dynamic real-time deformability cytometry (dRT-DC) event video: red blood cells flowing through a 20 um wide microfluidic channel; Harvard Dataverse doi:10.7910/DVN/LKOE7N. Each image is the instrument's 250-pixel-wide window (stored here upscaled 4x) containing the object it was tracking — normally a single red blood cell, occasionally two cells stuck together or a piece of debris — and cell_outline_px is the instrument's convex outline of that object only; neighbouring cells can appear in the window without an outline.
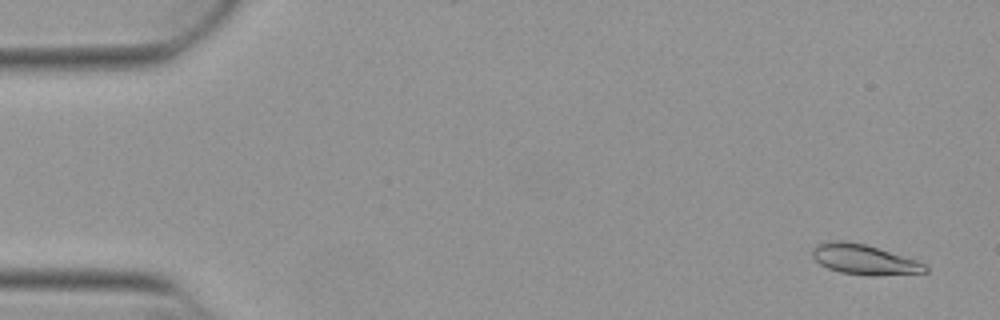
{"species": "Egyptian fruit bat (a non-hibernating species)", "species_latin": "Rousettus aegyptiacus", "temperature_condition": "warm", "stored_images_in_passage": 53, "camera_frame_rate_fps": 3000, "um_per_image_px": 0.085, "animal": {"sex": "female"}, "frame": {"image": 1, "passage_image": 3, "time_ms": 0.667, "image_size_px": [1000, 320], "cell_outline_px": [[928, 272], [876, 276], [864, 276], [840, 272], [828, 268], [820, 264], [812, 256], [812, 248], [820, 244], [832, 240], [844, 240], [864, 244], [916, 260], [924, 264], [928, 268]], "centroid_in_image_um": [73.44, 22.07], "position_along_channel_um": 11.6, "area_um2": 19.71}}
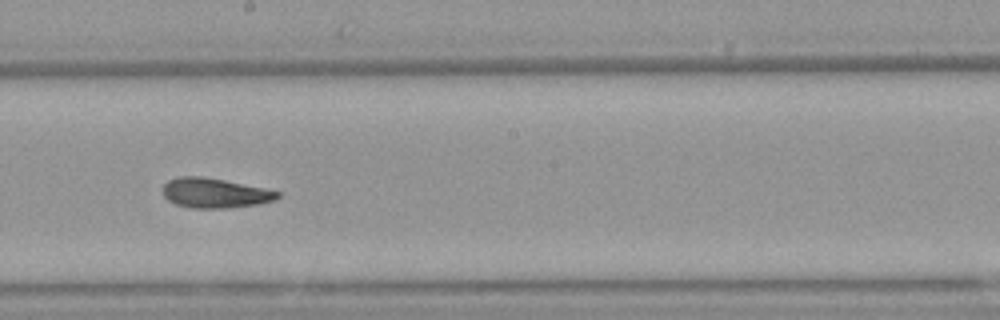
{"frame": {"image": 2, "passage_image": 30, "time_ms": 9.667, "image_size_px": [1000, 320], "cell_outline_px": [[280, 196], [276, 200], [256, 204], [224, 208], [192, 208], [176, 204], [168, 200], [164, 196], [164, 184], [168, 180], [180, 176], [200, 176], [224, 180], [264, 188], [280, 192]], "centroid_in_image_um": [18.25, 16.4], "position_along_channel_um": 229.9, "area_um2": 19.71}}
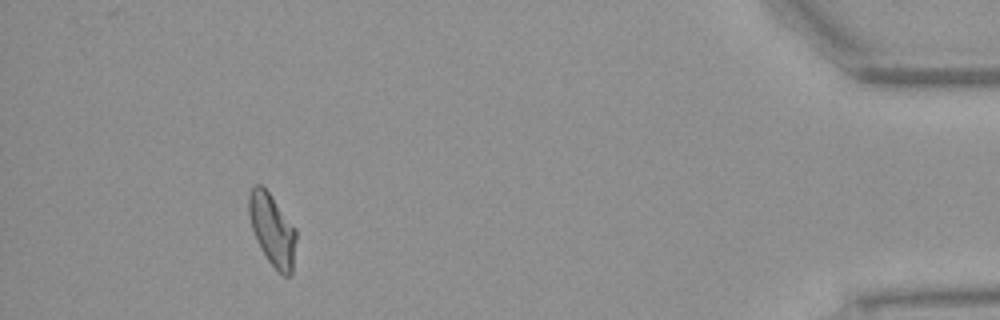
{"frame": {"image": 3, "passage_image": 49, "time_ms": 16.0, "image_size_px": [1000, 320], "cell_outline_px": [[296, 236], [292, 272], [288, 276], [284, 276], [268, 260], [260, 248], [256, 240], [252, 228], [248, 212], [248, 196], [252, 188], [256, 184], [260, 184], [268, 192], [296, 228]], "centroid_in_image_um": [23.13, 19.52], "position_along_channel_um": 412.1, "area_um2": 19.48}, "authors_computed_cell_mechanics": {"area_um2": 19.7098, "velocity_mm_per_s": 3.8743, "shape_relaxation_time_tau1_ms": 8.4063, "shape_relaxation_time_tau2_ms": 4.5953, "deformation_change_tau1": 0.2404, "deformation_change_tau2": 0.1007}}